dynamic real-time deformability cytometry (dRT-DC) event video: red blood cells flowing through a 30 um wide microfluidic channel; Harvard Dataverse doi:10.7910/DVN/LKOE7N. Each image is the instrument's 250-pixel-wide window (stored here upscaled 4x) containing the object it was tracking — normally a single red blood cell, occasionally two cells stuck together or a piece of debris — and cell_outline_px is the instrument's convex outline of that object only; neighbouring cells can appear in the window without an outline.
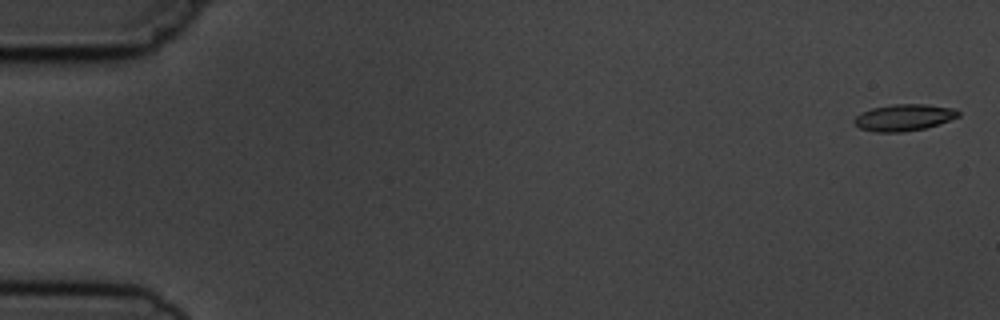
{"species": "common noctule bat (a hibernating species)", "species_latin": "Nyctalus noctula", "temperature_condition": "cold", "stored_images_in_passage": 5, "camera_frame_rate_fps": 3000, "um_per_image_px": 0.085, "animal": {"sex": "male", "body_mass_g": 19.5, "forearm_length_mm": 54.6}, "frame": {"image": 1, "passage_image": 1, "time_ms": 0.0, "image_size_px": [1000, 320], "cell_outline_px": [[960, 116], [940, 124], [924, 128], [900, 132], [876, 132], [860, 128], [852, 120], [860, 112], [872, 108], [892, 104], [924, 104], [956, 108], [960, 112]], "centroid_in_image_um": [76.85, 9.98], "position_along_channel_um": 8.2, "area_um2": 16.24}}
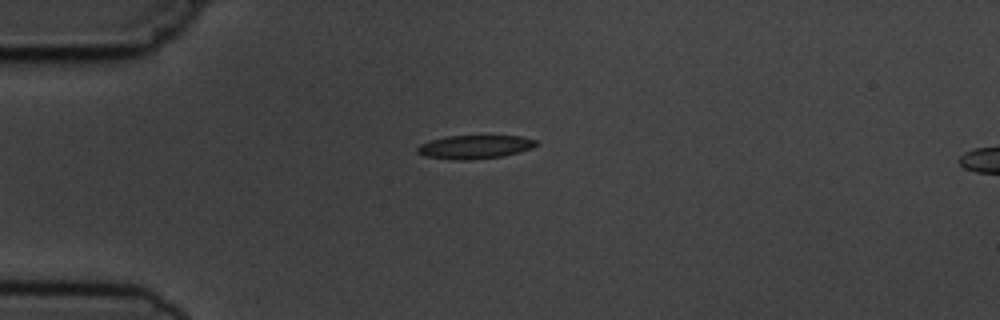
{"frame": {"image": 2, "passage_image": 4, "time_ms": 4.333, "image_size_px": [1000, 320], "cell_outline_px": [[540, 144], [532, 148], [500, 156], [468, 160], [460, 160], [424, 156], [416, 152], [416, 148], [420, 144], [432, 140], [448, 136], [520, 136], [536, 140]], "centroid_in_image_um": [40.35, 12.48], "position_along_channel_um": 44.7, "area_um2": 16.07}}